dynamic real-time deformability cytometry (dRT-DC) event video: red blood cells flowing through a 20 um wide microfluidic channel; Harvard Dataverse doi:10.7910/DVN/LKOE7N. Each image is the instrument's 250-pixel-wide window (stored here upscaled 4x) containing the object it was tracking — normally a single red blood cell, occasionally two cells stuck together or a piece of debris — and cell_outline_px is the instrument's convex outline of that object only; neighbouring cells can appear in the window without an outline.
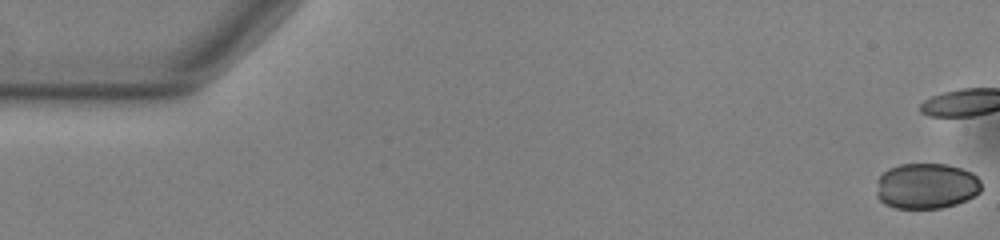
{"species": "common noctule bat (a hibernating species)", "species_latin": "Nyctalus noctula", "temperature_condition": "warm", "stored_images_in_passage": 39, "camera_frame_rate_fps": 3000, "um_per_image_px": 0.085, "animal": {"sex": "male", "body_mass_g": 13.0, "forearm_length_mm": 53.1}, "frame": {"image": 1, "passage_image": 1, "time_ms": 0.0, "image_size_px": [1000, 240], "cell_outline_px": [[980, 192], [976, 196], [968, 200], [956, 204], [940, 208], [896, 208], [884, 204], [876, 196], [876, 192], [880, 176], [888, 168], [900, 164], [948, 164], [972, 172], [980, 180]], "centroid_in_image_um": [78.75, 15.81], "position_along_channel_um": 6.2, "area_um2": 28.09}}
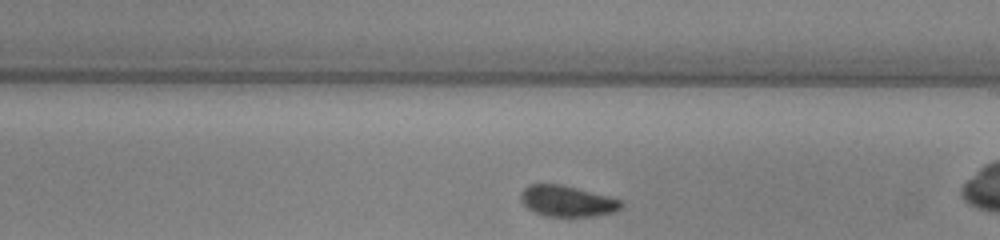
{"frame": {"image": 2, "passage_image": 28, "time_ms": 9.0, "image_size_px": [1000, 240], "cell_outline_px": [[624, 204], [620, 208], [612, 212], [592, 216], [548, 216], [536, 212], [528, 208], [520, 200], [520, 192], [528, 184], [560, 184], [624, 200]], "centroid_in_image_um": [48.2, 17.08], "position_along_channel_um": 240.8, "area_um2": 17.98}}
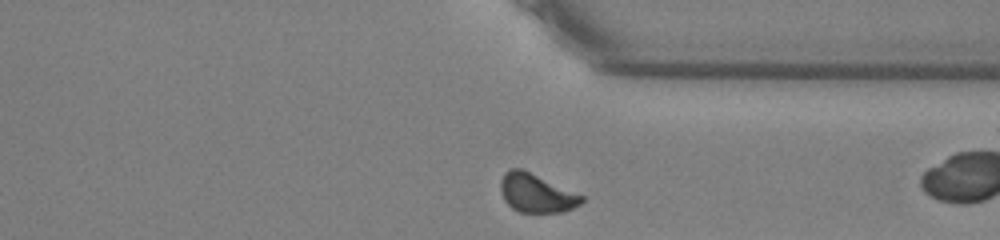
{"frame": {"image": 3, "passage_image": 38, "time_ms": 12.333, "image_size_px": [1000, 240], "cell_outline_px": [[584, 200], [580, 204], [564, 212], [520, 212], [512, 208], [504, 200], [500, 188], [500, 180], [504, 172], [508, 168], [520, 168], [584, 196]], "centroid_in_image_um": [45.56, 16.41], "position_along_channel_um": 365.8, "area_um2": 18.09}}